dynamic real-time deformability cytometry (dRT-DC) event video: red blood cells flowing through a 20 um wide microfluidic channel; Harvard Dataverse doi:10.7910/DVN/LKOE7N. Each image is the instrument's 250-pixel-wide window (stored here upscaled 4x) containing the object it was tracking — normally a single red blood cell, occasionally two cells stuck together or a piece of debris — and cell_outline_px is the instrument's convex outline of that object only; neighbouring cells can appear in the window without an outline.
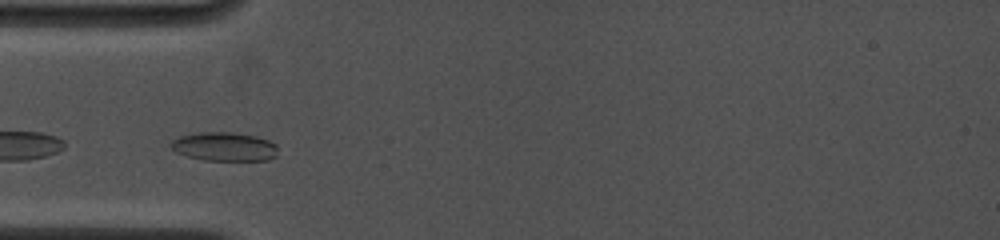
{"species": "common noctule bat (a hibernating species)", "species_latin": "Nyctalus noctula", "temperature_condition": "cold", "stored_images_in_passage": 19, "camera_frame_rate_fps": 4500, "um_per_image_px": 0.085, "animal": {"sex": "female", "body_mass_g": 19.0, "forearm_length_mm": 53.3}, "frame": {"image": 1, "passage_image": 4, "time_ms": 2.222, "image_size_px": [1000, 240], "cell_outline_px": [[276, 156], [268, 160], [204, 160], [188, 156], [176, 152], [168, 148], [168, 144], [172, 140], [180, 136], [196, 132], [232, 132], [256, 136], [268, 140], [276, 144]], "centroid_in_image_um": [19.02, 12.45], "position_along_channel_um": 66.0, "area_um2": 18.09}}
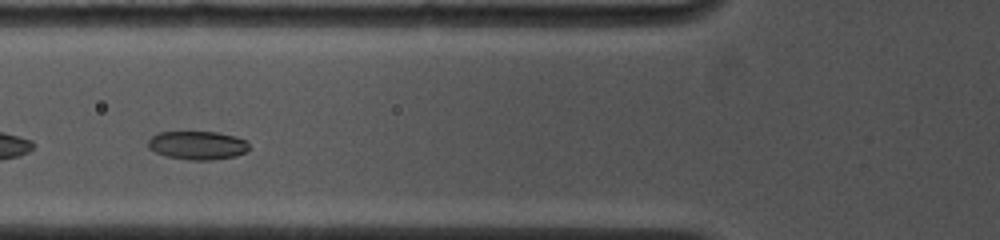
{"frame": {"image": 2, "passage_image": 6, "time_ms": 3.333, "image_size_px": [1000, 240], "cell_outline_px": [[248, 148], [244, 152], [236, 156], [212, 160], [188, 160], [164, 156], [148, 148], [148, 140], [156, 132], [220, 132], [236, 136], [248, 140]], "centroid_in_image_um": [16.78, 12.35], "position_along_channel_um": 109.0, "area_um2": 16.99}}
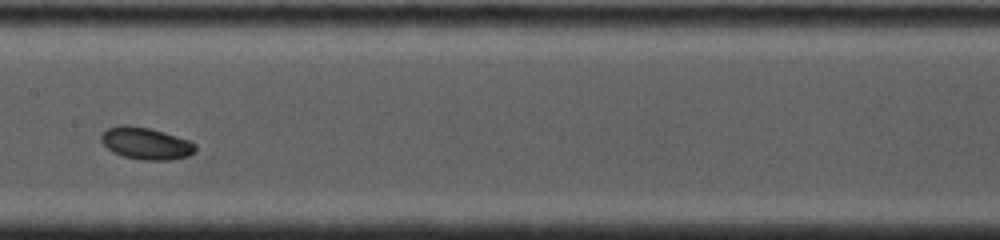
{"frame": {"image": 3, "passage_image": 11, "time_ms": 5.556, "image_size_px": [1000, 240], "cell_outline_px": [[196, 152], [188, 156], [168, 160], [144, 160], [124, 156], [112, 152], [100, 140], [100, 136], [108, 128], [120, 124], [128, 124], [148, 128], [164, 132], [192, 140], [196, 144]], "centroid_in_image_um": [12.44, 12.18], "position_along_channel_um": 195.0, "area_um2": 17.74}}